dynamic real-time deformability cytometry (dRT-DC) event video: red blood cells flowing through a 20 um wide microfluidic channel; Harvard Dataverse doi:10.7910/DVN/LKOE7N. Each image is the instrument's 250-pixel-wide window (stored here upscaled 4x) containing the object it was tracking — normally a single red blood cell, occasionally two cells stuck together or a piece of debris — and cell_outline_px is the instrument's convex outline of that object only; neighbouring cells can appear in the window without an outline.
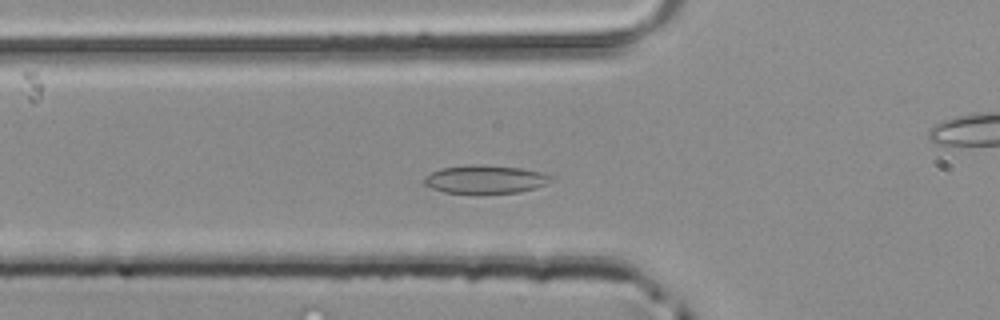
{"species": "common noctule bat (a hibernating species)", "species_latin": "Nyctalus noctula", "temperature_condition": "room temperature", "stored_images_in_passage": 45, "camera_frame_rate_fps": 3000, "um_per_image_px": 0.085, "animal": {"sex": "male", "body_mass_g": 20.4}, "frame": {"image": 1, "passage_image": 12, "time_ms": 3.667, "image_size_px": [1000, 320], "cell_outline_px": [[552, 180], [536, 188], [520, 192], [444, 192], [432, 188], [424, 184], [420, 180], [424, 176], [440, 168], [464, 164], [480, 164], [520, 168], [540, 172], [552, 176]], "centroid_in_image_um": [41.18, 15.21], "position_along_channel_um": 84.6, "area_um2": 20.75}}
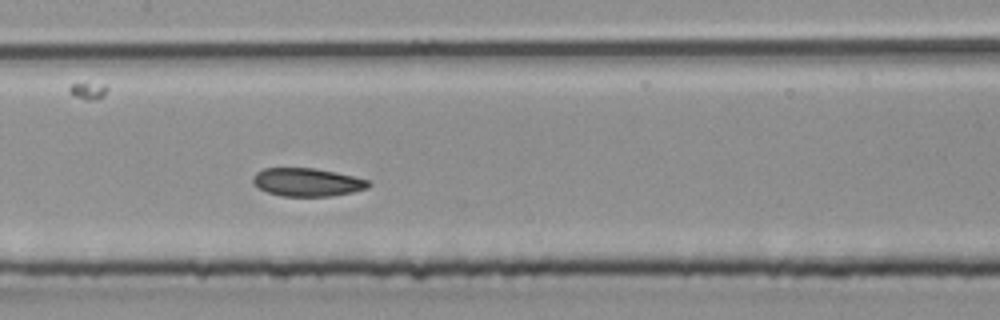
{"frame": {"image": 2, "passage_image": 19, "time_ms": 6.0, "image_size_px": [1000, 320], "cell_outline_px": [[372, 184], [368, 188], [352, 192], [328, 196], [280, 196], [268, 192], [260, 188], [252, 180], [252, 176], [256, 172], [264, 168], [312, 168], [336, 172], [368, 180]], "centroid_in_image_um": [26.11, 15.48], "position_along_channel_um": 181.3, "area_um2": 18.84}}
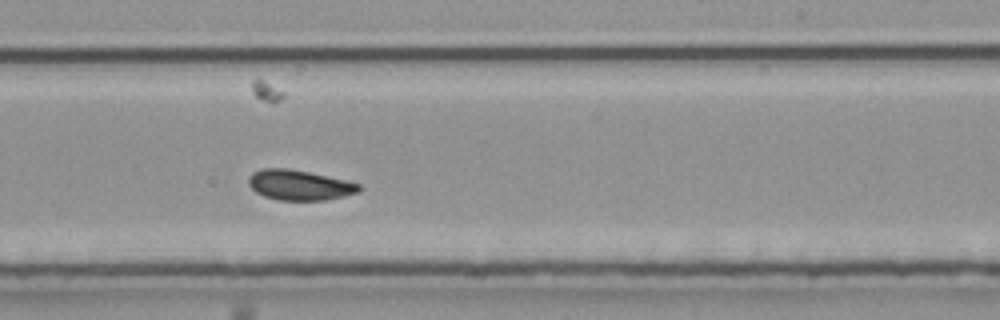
{"frame": {"image": 3, "passage_image": 25, "time_ms": 8.0, "image_size_px": [1000, 320], "cell_outline_px": [[360, 192], [328, 200], [276, 200], [264, 196], [256, 192], [248, 184], [248, 176], [252, 172], [260, 168], [288, 168], [308, 172], [344, 180], [360, 184]], "centroid_in_image_um": [25.41, 15.73], "position_along_channel_um": 263.6, "area_um2": 19.48}}